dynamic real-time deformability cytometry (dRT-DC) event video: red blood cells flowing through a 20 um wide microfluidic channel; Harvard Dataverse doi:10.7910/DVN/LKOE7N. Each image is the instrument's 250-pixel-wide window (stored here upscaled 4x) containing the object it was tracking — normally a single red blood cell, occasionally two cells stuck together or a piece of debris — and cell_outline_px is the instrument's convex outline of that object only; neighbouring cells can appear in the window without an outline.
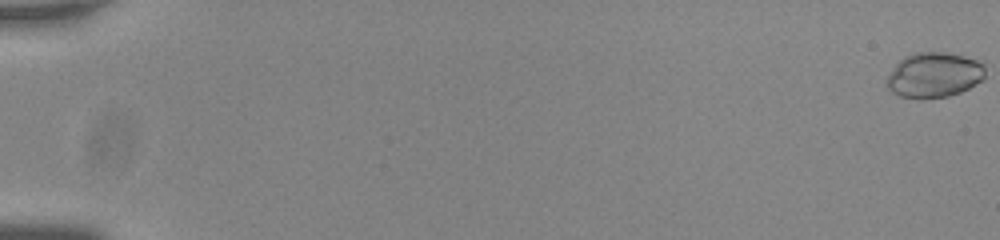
{"species": "common noctule bat (a hibernating species)", "species_latin": "Nyctalus noctula", "temperature_condition": "room temperature", "stored_images_in_passage": 57, "camera_frame_rate_fps": 3000, "um_per_image_px": 0.085, "animal": {"sex": "male", "body_mass_g": 20.0, "forearm_length_mm": 53.3}, "frame": {"image": 1, "passage_image": 1, "time_ms": 0.0, "image_size_px": [1000, 240], "cell_outline_px": [[984, 80], [960, 92], [948, 96], [920, 100], [900, 96], [892, 92], [888, 88], [888, 76], [892, 68], [904, 56], [916, 52], [944, 52], [964, 56], [976, 60], [984, 64]], "centroid_in_image_um": [79.39, 6.38], "position_along_channel_um": 5.6, "area_um2": 26.01}}
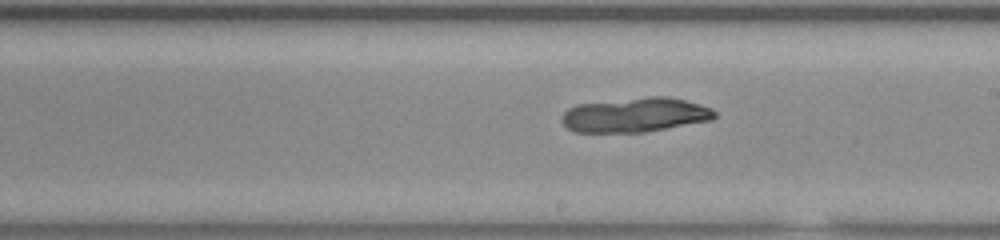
{"frame": {"image": 2, "passage_image": 35, "time_ms": 11.333, "image_size_px": [1000, 240], "cell_outline_px": [[716, 116], [712, 120], [644, 132], [572, 132], [560, 120], [560, 116], [568, 108], [576, 104], [648, 96], [668, 96], [684, 100], [712, 108], [716, 112]], "centroid_in_image_um": [53.96, 9.76], "position_along_channel_um": 235.0, "area_um2": 30.87}}
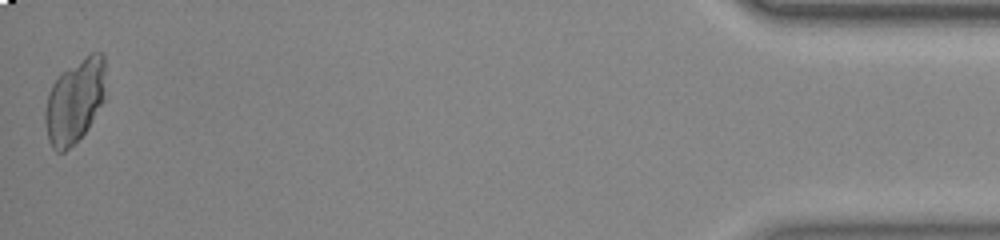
{"frame": {"image": 3, "passage_image": 57, "time_ms": 18.667, "image_size_px": [1000, 240], "cell_outline_px": [[104, 100], [88, 128], [64, 152], [56, 152], [52, 148], [48, 140], [44, 120], [44, 112], [48, 92], [52, 84], [60, 72], [92, 52], [100, 52], [104, 56]], "centroid_in_image_um": [6.32, 8.58], "position_along_channel_um": 428.9, "area_um2": 29.59}}